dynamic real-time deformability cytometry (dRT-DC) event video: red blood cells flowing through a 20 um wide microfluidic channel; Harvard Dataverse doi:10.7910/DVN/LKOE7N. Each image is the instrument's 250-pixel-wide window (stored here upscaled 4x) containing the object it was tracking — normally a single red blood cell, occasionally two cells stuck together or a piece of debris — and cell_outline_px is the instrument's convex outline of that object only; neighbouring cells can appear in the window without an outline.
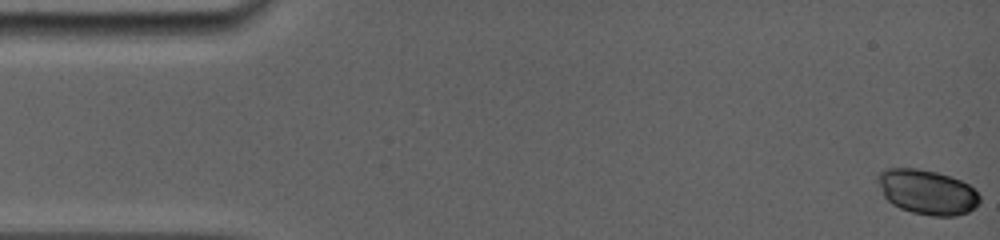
{"species": "common noctule bat (a hibernating species)", "species_latin": "Nyctalus noctula", "temperature_condition": "room temperature", "stored_images_in_passage": 82, "camera_frame_rate_fps": 5000, "um_per_image_px": 0.085, "animal": {"sex": "female", "body_mass_g": 19.0, "forearm_length_mm": 56.7}, "frame": {"image": 1, "passage_image": 1, "time_ms": 0.0, "image_size_px": [1000, 240], "cell_outline_px": [[980, 204], [968, 212], [956, 216], [932, 216], [912, 212], [900, 208], [892, 204], [884, 196], [876, 176], [880, 172], [888, 168], [916, 168], [936, 172], [960, 180], [968, 184], [980, 196]], "centroid_in_image_um": [78.82, 16.33], "position_along_channel_um": 6.2, "area_um2": 26.47}}
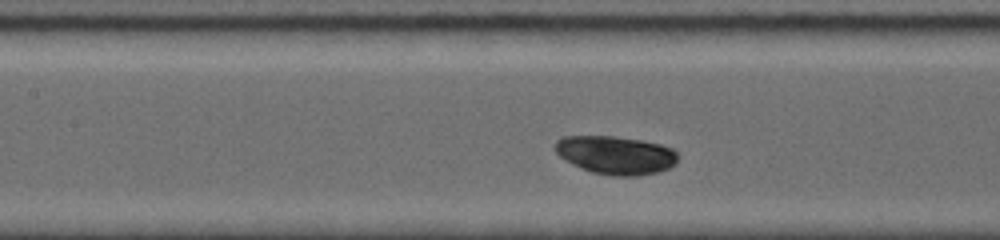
{"frame": {"image": 2, "passage_image": 50, "time_ms": 6.8, "image_size_px": [1000, 240], "cell_outline_px": [[676, 164], [660, 172], [640, 176], [612, 176], [592, 172], [580, 168], [564, 160], [552, 148], [556, 140], [564, 136], [616, 136], [640, 140], [660, 144], [672, 148], [676, 152]], "centroid_in_image_um": [52.3, 13.18], "position_along_channel_um": 155.1, "area_um2": 27.69}}
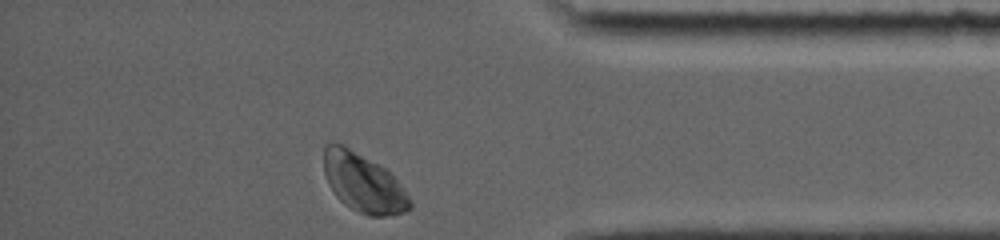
{"frame": {"image": 3, "passage_image": 82, "time_ms": 13.6, "image_size_px": [1000, 240], "cell_outline_px": [[412, 208], [404, 212], [392, 216], [368, 216], [356, 212], [344, 204], [336, 196], [328, 184], [324, 172], [324, 144], [344, 144], [380, 164], [400, 184], [412, 200]], "centroid_in_image_um": [30.89, 15.56], "position_along_channel_um": 404.3, "area_um2": 29.77}, "authors_computed_cell_mechanics": {"area_um2": 27.3394, "velocity_mm_per_s": 3.8149, "shape_relaxation_time_tau1_ms": 2.9831, "shape_relaxation_time_tau2_ms": null, "deformation_change_tau1": 0.0636, "deformation_change_tau2": null}}